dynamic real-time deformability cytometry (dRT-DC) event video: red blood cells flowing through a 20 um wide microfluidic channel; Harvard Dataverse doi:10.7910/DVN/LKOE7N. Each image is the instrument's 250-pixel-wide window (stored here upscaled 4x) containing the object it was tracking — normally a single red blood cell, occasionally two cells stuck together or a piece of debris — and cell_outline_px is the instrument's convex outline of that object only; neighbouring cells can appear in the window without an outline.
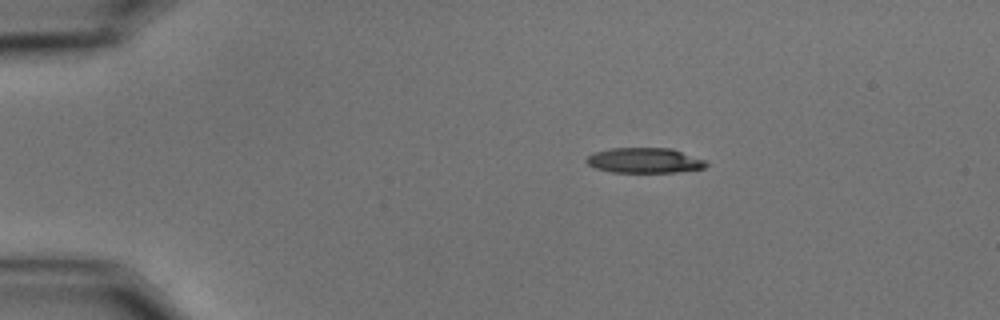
{"species": "common noctule bat (a hibernating species)", "species_latin": "Nyctalus noctula", "temperature_condition": "cold", "stored_images_in_passage": 48, "camera_frame_rate_fps": 3000, "um_per_image_px": 0.085, "animal": {"sex": "male", "body_mass_g": 15.6}, "frame": {"image": 1, "passage_image": 1, "time_ms": 0.0, "image_size_px": [1000, 320], "cell_outline_px": [[708, 164], [704, 168], [676, 172], [612, 172], [596, 168], [588, 164], [584, 160], [592, 152], [612, 148], [672, 148], [708, 160]], "centroid_in_image_um": [54.81, 13.63], "position_along_channel_um": 30.2, "area_um2": 17.74}}
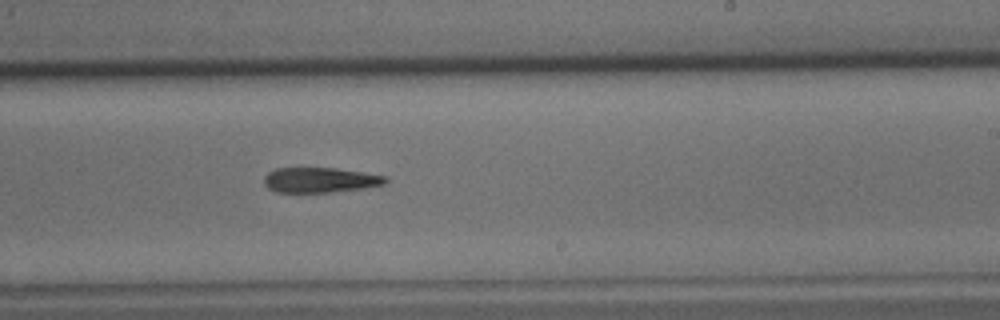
{"frame": {"image": 2, "passage_image": 26, "time_ms": 8.333, "image_size_px": [1000, 320], "cell_outline_px": [[388, 180], [384, 184], [364, 188], [332, 192], [276, 192], [268, 188], [264, 184], [264, 176], [268, 172], [276, 168], [336, 168], [364, 172], [388, 176]], "centroid_in_image_um": [27.22, 15.29], "position_along_channel_um": 261.8, "area_um2": 17.86}}
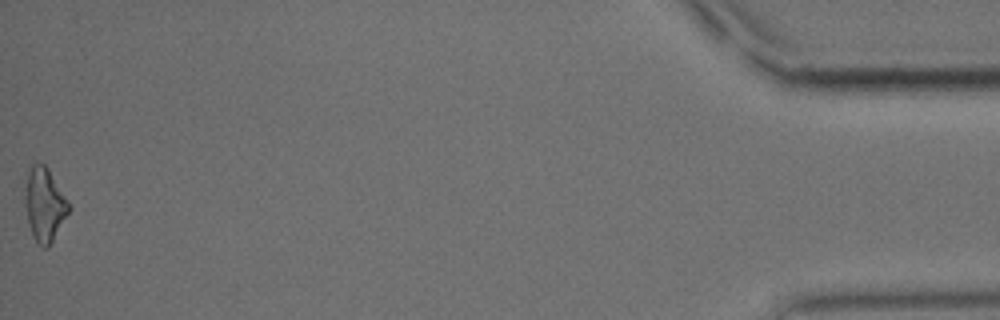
{"frame": {"image": 3, "passage_image": 48, "time_ms": 15.667, "image_size_px": [1000, 320], "cell_outline_px": [[72, 208], [48, 248], [44, 248], [32, 236], [24, 204], [24, 196], [28, 172], [32, 164], [36, 160], [44, 164], [48, 168], [68, 200]], "centroid_in_image_um": [3.79, 17.36], "position_along_channel_um": 431.4, "area_um2": 18.9}}